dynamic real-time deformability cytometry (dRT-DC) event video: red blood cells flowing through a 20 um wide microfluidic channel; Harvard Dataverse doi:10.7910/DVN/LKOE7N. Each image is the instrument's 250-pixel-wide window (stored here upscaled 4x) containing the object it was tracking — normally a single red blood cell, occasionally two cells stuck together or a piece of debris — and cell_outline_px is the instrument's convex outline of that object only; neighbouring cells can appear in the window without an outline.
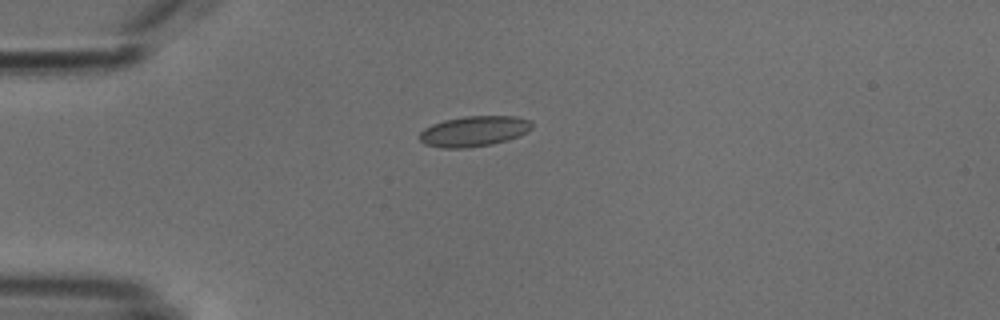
{"species": "common noctule bat (a hibernating species)", "species_latin": "Nyctalus noctula", "temperature_condition": "cold", "stored_images_in_passage": 3, "camera_frame_rate_fps": 3000, "um_per_image_px": 0.085, "animal": {"sex": "male", "body_mass_g": 18.8}, "frame": {"image": 1, "passage_image": 1, "time_ms": 0.0, "image_size_px": [1000, 320], "cell_outline_px": [[532, 128], [528, 132], [508, 140], [492, 144], [468, 148], [440, 148], [424, 144], [420, 140], [420, 132], [424, 128], [432, 124], [444, 120], [464, 116], [516, 116], [532, 120]], "centroid_in_image_um": [40.3, 11.15], "position_along_channel_um": 44.7, "area_um2": 20.17}}
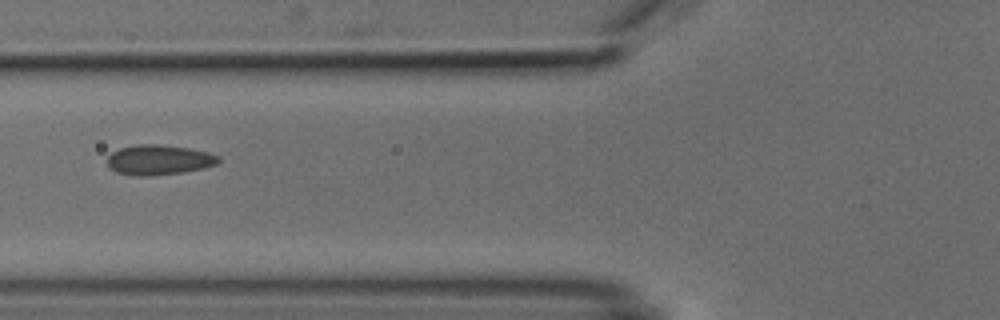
{"frame": {"image": 2, "passage_image": 3, "time_ms": 2.333, "image_size_px": [1000, 320], "cell_outline_px": [[220, 160], [216, 164], [204, 168], [184, 172], [152, 176], [136, 176], [116, 172], [108, 168], [104, 160], [112, 152], [120, 148], [136, 144], [160, 144], [188, 148], [208, 152], [220, 156]], "centroid_in_image_um": [13.46, 13.59], "position_along_channel_um": 112.3, "area_um2": 19.83}}